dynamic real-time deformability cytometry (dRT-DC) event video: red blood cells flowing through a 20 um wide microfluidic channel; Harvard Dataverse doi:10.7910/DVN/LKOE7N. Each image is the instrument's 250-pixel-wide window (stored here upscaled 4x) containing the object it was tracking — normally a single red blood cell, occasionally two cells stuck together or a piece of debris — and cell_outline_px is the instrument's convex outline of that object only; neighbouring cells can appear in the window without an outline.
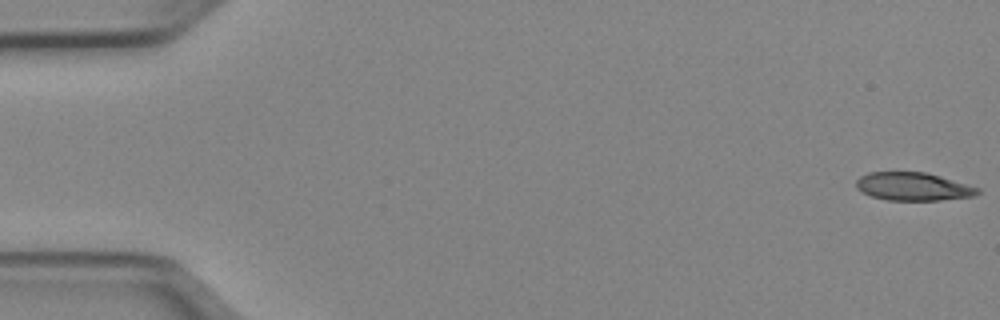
{"species": "Egyptian fruit bat (a non-hibernating species)", "species_latin": "Rousettus aegyptiacus", "temperature_condition": "cold", "stored_images_in_passage": 51, "camera_frame_rate_fps": 3000, "um_per_image_px": 0.085, "animal": {"sex": "female"}, "frame": {"image": 1, "passage_image": 1, "time_ms": 0.0, "image_size_px": [1000, 320], "cell_outline_px": [[980, 192], [972, 196], [940, 200], [888, 200], [872, 196], [856, 188], [856, 180], [860, 176], [868, 172], [924, 172], [940, 176], [980, 188]], "centroid_in_image_um": [77.6, 15.85], "position_along_channel_um": 7.4, "area_um2": 19.71}}
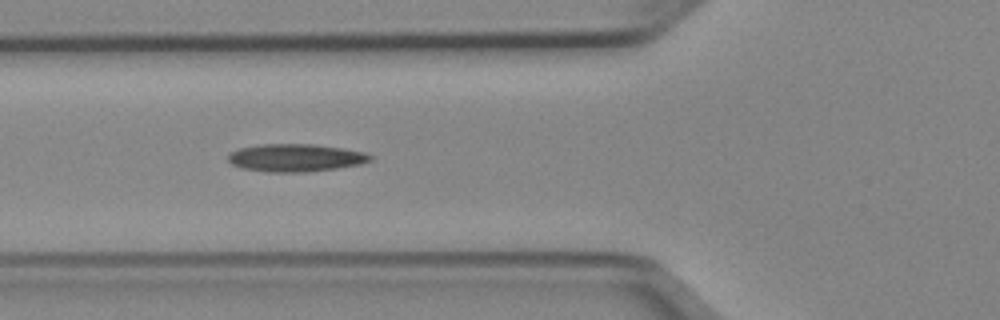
{"frame": {"image": 2, "passage_image": 19, "time_ms": 6.0, "image_size_px": [1000, 320], "cell_outline_px": [[372, 160], [360, 164], [336, 168], [308, 172], [268, 172], [240, 168], [232, 164], [228, 160], [228, 156], [232, 152], [240, 148], [260, 144], [312, 144], [344, 148], [364, 152], [372, 156]], "centroid_in_image_um": [25.13, 13.41], "position_along_channel_um": 100.7, "area_um2": 22.95}}
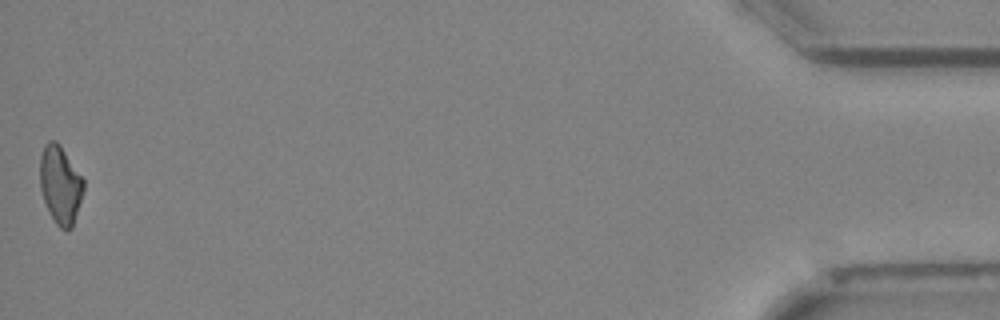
{"frame": {"image": 3, "passage_image": 51, "time_ms": 16.667, "image_size_px": [1000, 320], "cell_outline_px": [[84, 188], [72, 228], [68, 232], [60, 228], [56, 224], [44, 200], [40, 188], [40, 156], [44, 144], [48, 140], [56, 140], [60, 144], [84, 180]], "centroid_in_image_um": [5.12, 15.69], "position_along_channel_um": 430.1, "area_um2": 19.77}}